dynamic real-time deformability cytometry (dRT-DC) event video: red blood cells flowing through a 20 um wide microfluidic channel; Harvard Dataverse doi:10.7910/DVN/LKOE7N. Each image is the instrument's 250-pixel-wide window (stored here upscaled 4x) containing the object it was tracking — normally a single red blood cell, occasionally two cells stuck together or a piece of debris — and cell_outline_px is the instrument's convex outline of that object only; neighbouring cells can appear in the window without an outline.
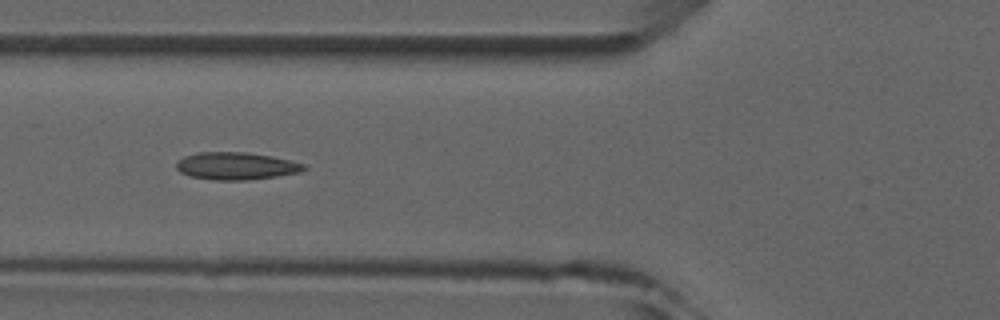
{"species": "common noctule bat (a hibernating species)", "species_latin": "Nyctalus noctula", "temperature_condition": "room temperature", "stored_images_in_passage": 8, "camera_frame_rate_fps": 3000, "um_per_image_px": 0.085, "animal": {"sex": "male", "forearm_length_mm": 52.5}, "frame": {"image": 1, "passage_image": 6, "time_ms": 5.667, "image_size_px": [1000, 320], "cell_outline_px": [[308, 168], [300, 172], [276, 176], [248, 180], [212, 180], [188, 176], [180, 172], [176, 168], [176, 160], [184, 156], [196, 152], [244, 152], [272, 156], [304, 164]], "centroid_in_image_um": [20.02, 14.11], "position_along_channel_um": 105.8, "area_um2": 20.52}}
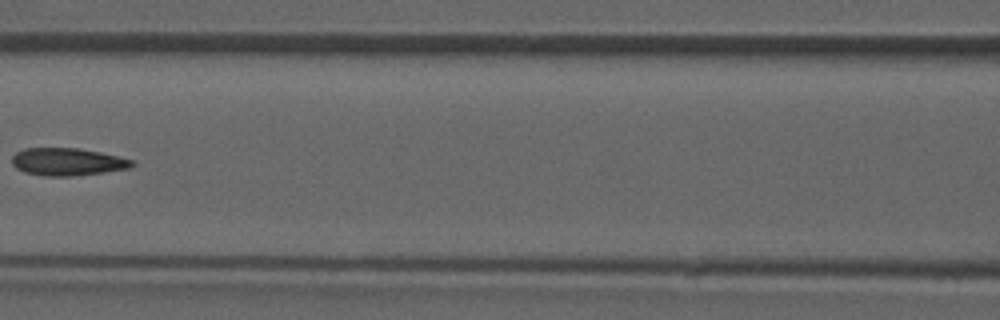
{"frame": {"image": 2, "passage_image": 7, "time_ms": 7.0, "image_size_px": [1000, 320], "cell_outline_px": [[136, 164], [132, 168], [104, 172], [72, 176], [44, 176], [24, 172], [16, 168], [12, 164], [12, 156], [16, 152], [24, 148], [80, 148], [120, 156], [136, 160]], "centroid_in_image_um": [5.78, 13.75], "position_along_channel_um": 160.8, "area_um2": 19.59}}